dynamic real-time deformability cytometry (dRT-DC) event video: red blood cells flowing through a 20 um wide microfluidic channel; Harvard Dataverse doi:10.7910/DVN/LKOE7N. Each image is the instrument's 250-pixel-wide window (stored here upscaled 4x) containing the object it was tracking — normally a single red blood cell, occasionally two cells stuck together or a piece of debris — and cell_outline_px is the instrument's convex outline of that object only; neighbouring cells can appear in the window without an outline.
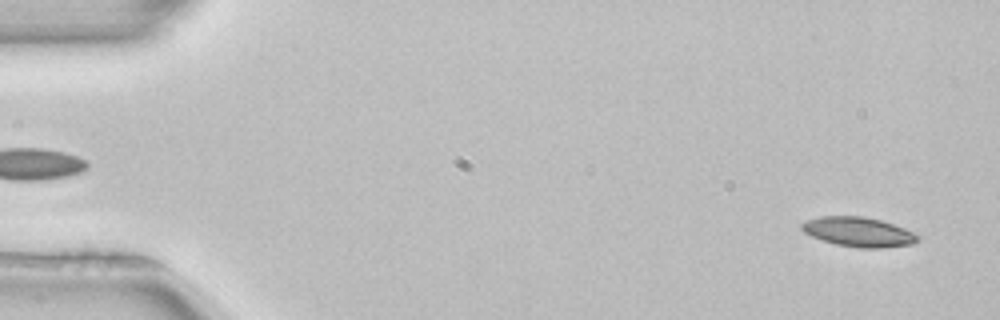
{"species": "common noctule bat (a hibernating species)", "species_latin": "Nyctalus noctula", "temperature_condition": "room temperature", "stored_images_in_passage": 52, "camera_frame_rate_fps": 3000, "um_per_image_px": 0.085, "animal": {"sex": "female", "body_mass_g": 22.7, "forearm_length_mm": 54.2}, "frame": {"image": 1, "passage_image": 2, "time_ms": 0.333, "image_size_px": [1000, 320], "cell_outline_px": [[920, 240], [912, 244], [880, 248], [860, 248], [836, 244], [812, 236], [804, 232], [800, 228], [800, 224], [804, 220], [820, 216], [864, 216], [880, 220], [904, 228], [920, 236]], "centroid_in_image_um": [72.95, 19.7], "position_along_channel_um": 12.0, "area_um2": 20.0}}